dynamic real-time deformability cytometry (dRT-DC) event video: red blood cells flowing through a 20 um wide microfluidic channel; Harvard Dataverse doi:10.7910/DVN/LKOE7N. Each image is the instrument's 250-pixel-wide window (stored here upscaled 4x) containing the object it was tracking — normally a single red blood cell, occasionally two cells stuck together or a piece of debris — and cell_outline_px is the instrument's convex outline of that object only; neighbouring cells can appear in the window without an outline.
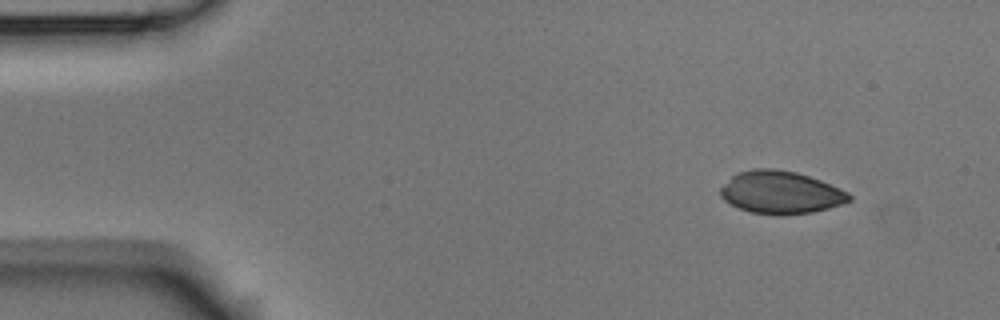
{"species": "Egyptian fruit bat (a non-hibernating species)", "species_latin": "Rousettus aegyptiacus", "temperature_condition": "room temperature", "stored_images_in_passage": 2, "camera_frame_rate_fps": 3000, "um_per_image_px": 0.085, "animal": {"sex": "male"}, "frame": {"image": 1, "passage_image": 1, "time_ms": 0.0, "image_size_px": [1000, 320], "cell_outline_px": [[852, 200], [828, 208], [812, 212], [780, 216], [776, 216], [748, 212], [724, 200], [720, 196], [720, 188], [732, 176], [740, 172], [756, 168], [772, 168], [796, 172], [820, 180], [840, 188], [848, 192], [852, 196]], "centroid_in_image_um": [66.36, 16.37], "position_along_channel_um": 18.6, "area_um2": 32.02}}